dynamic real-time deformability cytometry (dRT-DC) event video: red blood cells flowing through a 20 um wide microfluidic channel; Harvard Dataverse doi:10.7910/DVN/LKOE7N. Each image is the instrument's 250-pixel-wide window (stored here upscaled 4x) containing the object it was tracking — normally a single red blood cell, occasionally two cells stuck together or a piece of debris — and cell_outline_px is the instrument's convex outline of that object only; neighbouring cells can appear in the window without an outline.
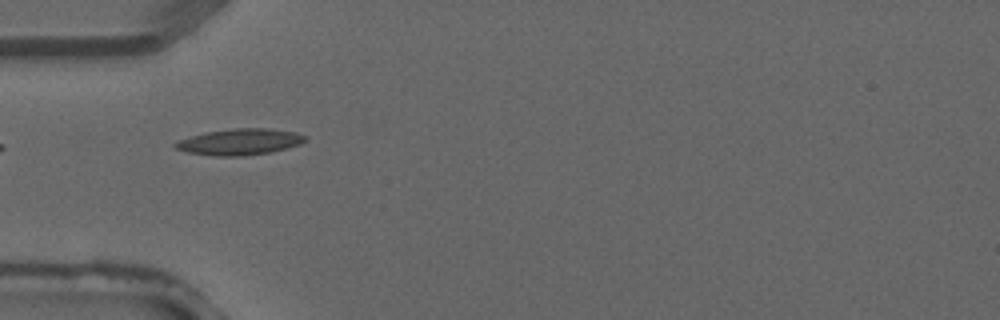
{"species": "common noctule bat (a hibernating species)", "species_latin": "Nyctalus noctula", "temperature_condition": "warm", "stored_images_in_passage": 2, "camera_frame_rate_fps": 3000, "um_per_image_px": 0.085, "animal": {"sex": "male", "forearm_length_mm": 52.5}, "frame": {"image": 1, "passage_image": 2, "time_ms": 0.333, "image_size_px": [1000, 320], "cell_outline_px": [[308, 140], [300, 144], [268, 152], [240, 156], [212, 156], [188, 152], [176, 148], [172, 144], [176, 140], [204, 132], [236, 128], [268, 128], [296, 132], [308, 136]], "centroid_in_image_um": [20.36, 12.04], "position_along_channel_um": 64.6, "area_um2": 19.88}}